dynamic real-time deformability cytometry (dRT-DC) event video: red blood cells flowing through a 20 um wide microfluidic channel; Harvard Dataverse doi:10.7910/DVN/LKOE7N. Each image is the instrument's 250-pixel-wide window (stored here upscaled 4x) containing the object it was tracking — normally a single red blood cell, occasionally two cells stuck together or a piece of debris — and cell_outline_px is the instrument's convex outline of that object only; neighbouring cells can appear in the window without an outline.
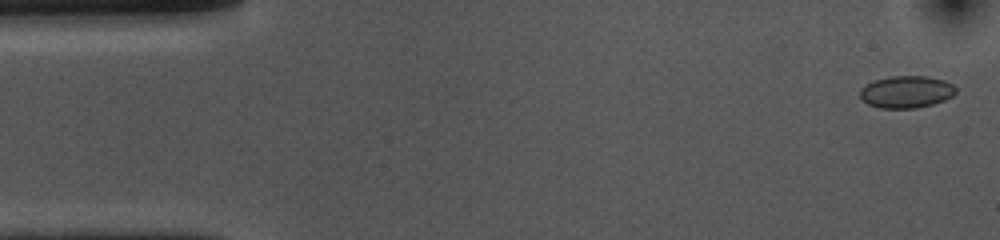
{"species": "common noctule bat (a hibernating species)", "species_latin": "Nyctalus noctula", "temperature_condition": "cold", "stored_images_in_passage": 54, "camera_frame_rate_fps": 3000, "um_per_image_px": 0.085, "animal": {"sex": "female", "body_mass_g": 10.0, "forearm_length_mm": 53.1}, "frame": {"image": 1, "passage_image": 2, "time_ms": 0.333, "image_size_px": [1000, 240], "cell_outline_px": [[956, 92], [952, 96], [944, 100], [932, 104], [916, 108], [880, 108], [868, 104], [860, 96], [860, 88], [864, 84], [876, 80], [892, 76], [928, 76], [944, 80], [952, 84], [956, 88]], "centroid_in_image_um": [77.04, 7.8], "position_along_channel_um": 8.0, "area_um2": 17.92}}
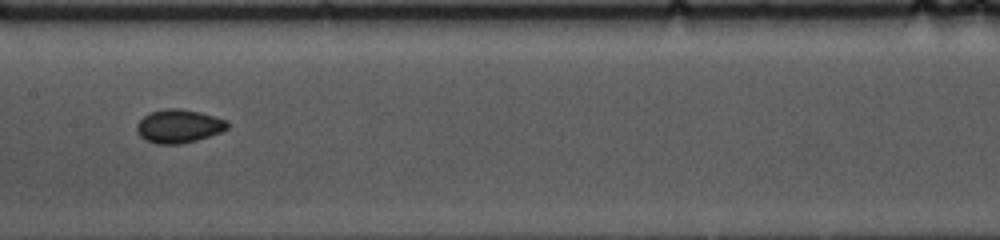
{"frame": {"image": 2, "passage_image": 26, "time_ms": 8.333, "image_size_px": [1000, 240], "cell_outline_px": [[228, 128], [220, 132], [196, 140], [180, 144], [156, 144], [144, 140], [136, 132], [136, 124], [144, 116], [152, 112], [164, 108], [180, 108], [200, 112], [228, 120]], "centroid_in_image_um": [15.17, 10.72], "position_along_channel_um": 192.2, "area_um2": 17.74}}
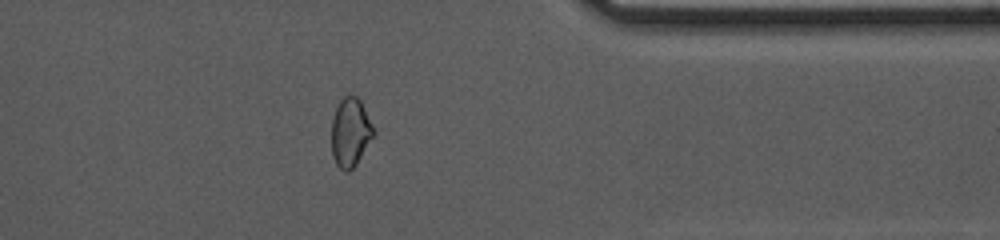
{"frame": {"image": 3, "passage_image": 43, "time_ms": 14.0, "image_size_px": [1000, 240], "cell_outline_px": [[376, 132], [356, 164], [348, 172], [344, 172], [336, 164], [332, 156], [332, 120], [336, 108], [340, 100], [348, 92], [356, 96], [360, 100]], "centroid_in_image_um": [29.78, 11.23], "position_along_channel_um": 381.6, "area_um2": 16.88}, "authors_computed_cell_mechanics": {"area_um2": 17.3689, "velocity_mm_per_s": 3.6429, "shape_relaxation_time_tau1_ms": 5.4783, "shape_relaxation_time_tau2_ms": 1.9063, "deformation_change_tau1": 0.0785, "deformation_change_tau2": 0.0485}}